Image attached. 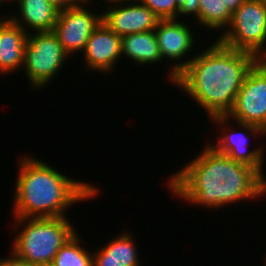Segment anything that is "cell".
Here are the masks:
<instances>
[{"instance_id": "1", "label": "cell", "mask_w": 266, "mask_h": 266, "mask_svg": "<svg viewBox=\"0 0 266 266\" xmlns=\"http://www.w3.org/2000/svg\"><path fill=\"white\" fill-rule=\"evenodd\" d=\"M181 168L170 176L167 188L191 205L217 209L266 195V179L256 169L217 152L210 142Z\"/></svg>"}, {"instance_id": "2", "label": "cell", "mask_w": 266, "mask_h": 266, "mask_svg": "<svg viewBox=\"0 0 266 266\" xmlns=\"http://www.w3.org/2000/svg\"><path fill=\"white\" fill-rule=\"evenodd\" d=\"M198 52L177 75L174 85L194 99L207 118L227 116L247 73L259 59L218 40Z\"/></svg>"}, {"instance_id": "3", "label": "cell", "mask_w": 266, "mask_h": 266, "mask_svg": "<svg viewBox=\"0 0 266 266\" xmlns=\"http://www.w3.org/2000/svg\"><path fill=\"white\" fill-rule=\"evenodd\" d=\"M18 167L14 218L65 217V212L81 201L99 196L97 186L71 179L37 157L25 156Z\"/></svg>"}, {"instance_id": "4", "label": "cell", "mask_w": 266, "mask_h": 266, "mask_svg": "<svg viewBox=\"0 0 266 266\" xmlns=\"http://www.w3.org/2000/svg\"><path fill=\"white\" fill-rule=\"evenodd\" d=\"M68 219L67 216L14 218L16 232L19 227L21 231L15 234L10 255L30 266L51 264L59 249L76 233Z\"/></svg>"}, {"instance_id": "5", "label": "cell", "mask_w": 266, "mask_h": 266, "mask_svg": "<svg viewBox=\"0 0 266 266\" xmlns=\"http://www.w3.org/2000/svg\"><path fill=\"white\" fill-rule=\"evenodd\" d=\"M217 40L226 47L262 59L266 54V0H245Z\"/></svg>"}, {"instance_id": "6", "label": "cell", "mask_w": 266, "mask_h": 266, "mask_svg": "<svg viewBox=\"0 0 266 266\" xmlns=\"http://www.w3.org/2000/svg\"><path fill=\"white\" fill-rule=\"evenodd\" d=\"M67 58L53 31L28 34L22 71L26 72L30 87L36 91L47 86L65 66Z\"/></svg>"}, {"instance_id": "7", "label": "cell", "mask_w": 266, "mask_h": 266, "mask_svg": "<svg viewBox=\"0 0 266 266\" xmlns=\"http://www.w3.org/2000/svg\"><path fill=\"white\" fill-rule=\"evenodd\" d=\"M210 119L213 124L216 123L215 126L218 127V130L221 129L219 131H221L222 134H220V137L217 136L218 141L215 142V145L211 142L210 146H212L217 152L227 155L234 161L253 167L266 179L264 172H262L265 170L263 169L265 162L264 157H266L264 155L266 152L264 151V147H255L253 150L248 149L249 146H251L250 142L248 141L249 137H264L266 136V133L260 127L235 121L232 123L237 125V132L234 126L232 127V125H229L228 122L230 119L228 116H216Z\"/></svg>"}, {"instance_id": "8", "label": "cell", "mask_w": 266, "mask_h": 266, "mask_svg": "<svg viewBox=\"0 0 266 266\" xmlns=\"http://www.w3.org/2000/svg\"><path fill=\"white\" fill-rule=\"evenodd\" d=\"M227 116L260 127L266 133V65L260 59L247 73Z\"/></svg>"}, {"instance_id": "9", "label": "cell", "mask_w": 266, "mask_h": 266, "mask_svg": "<svg viewBox=\"0 0 266 266\" xmlns=\"http://www.w3.org/2000/svg\"><path fill=\"white\" fill-rule=\"evenodd\" d=\"M182 20L183 18L181 20H159L155 29L162 60L169 59L171 62L174 61L167 73L169 74L167 75L170 79L169 81L170 83L172 82V84L175 83L177 75L194 58V56L190 58L188 57V59L186 57L188 53L192 52V48H194L193 46H197V42H194L196 39L194 38V32H192L194 30L190 29L188 22L186 24V21L184 22V20Z\"/></svg>"}, {"instance_id": "10", "label": "cell", "mask_w": 266, "mask_h": 266, "mask_svg": "<svg viewBox=\"0 0 266 266\" xmlns=\"http://www.w3.org/2000/svg\"><path fill=\"white\" fill-rule=\"evenodd\" d=\"M87 5L84 2L59 11L53 32L69 56L68 59L76 52L84 51L90 35L102 22V12H91Z\"/></svg>"}, {"instance_id": "11", "label": "cell", "mask_w": 266, "mask_h": 266, "mask_svg": "<svg viewBox=\"0 0 266 266\" xmlns=\"http://www.w3.org/2000/svg\"><path fill=\"white\" fill-rule=\"evenodd\" d=\"M108 6L104 12L102 11V22L120 37L155 31L160 20L146 5L137 0L122 1Z\"/></svg>"}, {"instance_id": "12", "label": "cell", "mask_w": 266, "mask_h": 266, "mask_svg": "<svg viewBox=\"0 0 266 266\" xmlns=\"http://www.w3.org/2000/svg\"><path fill=\"white\" fill-rule=\"evenodd\" d=\"M82 53L87 70L108 74L122 58L121 37L101 22L90 35Z\"/></svg>"}, {"instance_id": "13", "label": "cell", "mask_w": 266, "mask_h": 266, "mask_svg": "<svg viewBox=\"0 0 266 266\" xmlns=\"http://www.w3.org/2000/svg\"><path fill=\"white\" fill-rule=\"evenodd\" d=\"M27 36L6 15H0V75L22 69Z\"/></svg>"}, {"instance_id": "14", "label": "cell", "mask_w": 266, "mask_h": 266, "mask_svg": "<svg viewBox=\"0 0 266 266\" xmlns=\"http://www.w3.org/2000/svg\"><path fill=\"white\" fill-rule=\"evenodd\" d=\"M16 2L19 12L14 13L15 15L10 13L7 15L14 24L28 34L53 31L59 11L48 0H17Z\"/></svg>"}, {"instance_id": "15", "label": "cell", "mask_w": 266, "mask_h": 266, "mask_svg": "<svg viewBox=\"0 0 266 266\" xmlns=\"http://www.w3.org/2000/svg\"><path fill=\"white\" fill-rule=\"evenodd\" d=\"M133 235L123 231L105 246L92 253L93 266H140Z\"/></svg>"}, {"instance_id": "16", "label": "cell", "mask_w": 266, "mask_h": 266, "mask_svg": "<svg viewBox=\"0 0 266 266\" xmlns=\"http://www.w3.org/2000/svg\"><path fill=\"white\" fill-rule=\"evenodd\" d=\"M121 51L128 60L141 65L162 62L155 31L129 34L121 37Z\"/></svg>"}, {"instance_id": "17", "label": "cell", "mask_w": 266, "mask_h": 266, "mask_svg": "<svg viewBox=\"0 0 266 266\" xmlns=\"http://www.w3.org/2000/svg\"><path fill=\"white\" fill-rule=\"evenodd\" d=\"M232 19V13L221 0H199V24L203 28L221 31L223 34Z\"/></svg>"}, {"instance_id": "18", "label": "cell", "mask_w": 266, "mask_h": 266, "mask_svg": "<svg viewBox=\"0 0 266 266\" xmlns=\"http://www.w3.org/2000/svg\"><path fill=\"white\" fill-rule=\"evenodd\" d=\"M77 232L59 249L51 265L53 266H93L92 253L83 246ZM82 245V246H81ZM84 247V248H83Z\"/></svg>"}, {"instance_id": "19", "label": "cell", "mask_w": 266, "mask_h": 266, "mask_svg": "<svg viewBox=\"0 0 266 266\" xmlns=\"http://www.w3.org/2000/svg\"><path fill=\"white\" fill-rule=\"evenodd\" d=\"M146 5L160 20L178 19L176 0H137Z\"/></svg>"}, {"instance_id": "20", "label": "cell", "mask_w": 266, "mask_h": 266, "mask_svg": "<svg viewBox=\"0 0 266 266\" xmlns=\"http://www.w3.org/2000/svg\"><path fill=\"white\" fill-rule=\"evenodd\" d=\"M177 6L180 8L178 12V19L185 15L194 17V20L199 25V0H176ZM180 15V16H179ZM197 19V20H196Z\"/></svg>"}, {"instance_id": "21", "label": "cell", "mask_w": 266, "mask_h": 266, "mask_svg": "<svg viewBox=\"0 0 266 266\" xmlns=\"http://www.w3.org/2000/svg\"><path fill=\"white\" fill-rule=\"evenodd\" d=\"M49 3L55 7L58 11L65 10L75 5L84 3L85 0H48Z\"/></svg>"}, {"instance_id": "22", "label": "cell", "mask_w": 266, "mask_h": 266, "mask_svg": "<svg viewBox=\"0 0 266 266\" xmlns=\"http://www.w3.org/2000/svg\"><path fill=\"white\" fill-rule=\"evenodd\" d=\"M0 266H30L26 263L16 260L11 255L7 258L0 259Z\"/></svg>"}, {"instance_id": "23", "label": "cell", "mask_w": 266, "mask_h": 266, "mask_svg": "<svg viewBox=\"0 0 266 266\" xmlns=\"http://www.w3.org/2000/svg\"><path fill=\"white\" fill-rule=\"evenodd\" d=\"M228 10L233 14L236 9L245 1V0H221Z\"/></svg>"}, {"instance_id": "24", "label": "cell", "mask_w": 266, "mask_h": 266, "mask_svg": "<svg viewBox=\"0 0 266 266\" xmlns=\"http://www.w3.org/2000/svg\"><path fill=\"white\" fill-rule=\"evenodd\" d=\"M122 1H127V0H106V2L109 3V5L110 4H115V3H120ZM92 2H94V1L93 0H85V3H87L89 6H90V4H93Z\"/></svg>"}, {"instance_id": "25", "label": "cell", "mask_w": 266, "mask_h": 266, "mask_svg": "<svg viewBox=\"0 0 266 266\" xmlns=\"http://www.w3.org/2000/svg\"><path fill=\"white\" fill-rule=\"evenodd\" d=\"M11 1H13V2H14V0H11ZM11 1H9V0H0V3H1V4H3L4 2H5V3H6V2H8V3H9V2H11ZM15 1H17V0H15Z\"/></svg>"}, {"instance_id": "26", "label": "cell", "mask_w": 266, "mask_h": 266, "mask_svg": "<svg viewBox=\"0 0 266 266\" xmlns=\"http://www.w3.org/2000/svg\"><path fill=\"white\" fill-rule=\"evenodd\" d=\"M265 65H266V54L264 55V57L262 59H260Z\"/></svg>"}]
</instances>
